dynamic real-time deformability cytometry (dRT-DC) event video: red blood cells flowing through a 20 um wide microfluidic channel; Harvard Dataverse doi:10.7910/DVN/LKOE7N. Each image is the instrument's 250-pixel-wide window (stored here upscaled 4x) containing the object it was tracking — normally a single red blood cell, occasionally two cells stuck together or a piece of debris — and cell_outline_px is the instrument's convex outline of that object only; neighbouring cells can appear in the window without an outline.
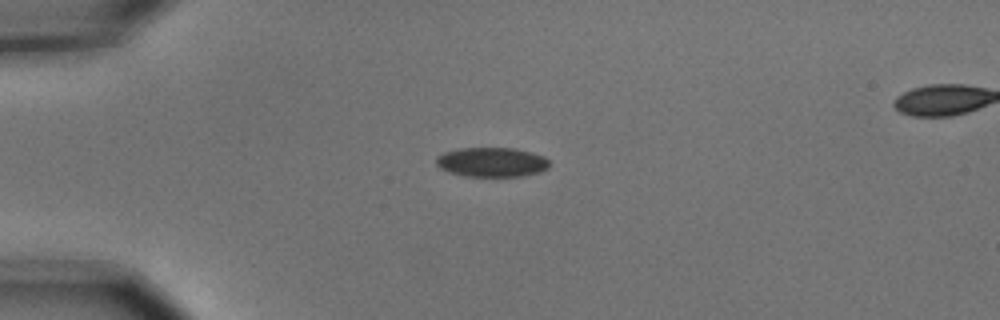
{"species": "common noctule bat (a hibernating species)", "species_latin": "Nyctalus noctula", "temperature_condition": "cold", "stored_images_in_passage": 5, "segment_of_instrument_passage": [1, 2], "camera_frame_rate_fps": 3000, "um_per_image_px": 0.085, "animal": {"sex": "male", "body_mass_g": 15.6}, "frame": {"image": 1, "passage_image": 3, "time_ms": 0.667, "image_size_px": [1000, 320], "cell_outline_px": [[548, 168], [540, 172], [524, 176], [464, 176], [448, 172], [440, 168], [436, 164], [436, 156], [444, 152], [460, 148], [516, 148], [532, 152], [544, 156], [548, 160]], "centroid_in_image_um": [41.79, 13.78], "position_along_channel_um": 43.2, "area_um2": 19.59}}